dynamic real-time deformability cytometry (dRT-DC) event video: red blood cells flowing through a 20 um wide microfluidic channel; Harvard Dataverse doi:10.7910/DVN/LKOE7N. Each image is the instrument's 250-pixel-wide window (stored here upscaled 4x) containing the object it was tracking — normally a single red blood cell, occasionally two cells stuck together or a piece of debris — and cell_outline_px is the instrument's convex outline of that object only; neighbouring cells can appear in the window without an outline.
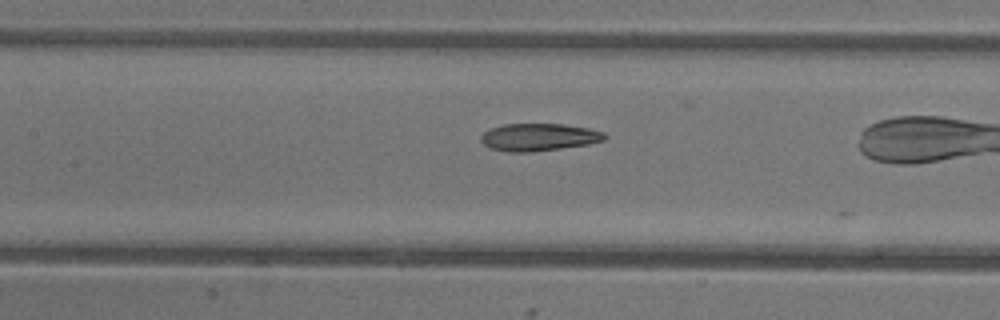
{"species": "common noctule bat (a hibernating species)", "species_latin": "Nyctalus noctula", "temperature_condition": "warm", "stored_images_in_passage": 8, "camera_frame_rate_fps": 3000, "um_per_image_px": 0.085, "animal": {"sex": "female"}, "frame": {"image": 1, "passage_image": 7, "time_ms": 2.0, "image_size_px": [1000, 320], "cell_outline_px": [[608, 136], [604, 140], [588, 144], [560, 148], [528, 152], [508, 152], [492, 148], [484, 144], [480, 140], [480, 136], [488, 128], [504, 124], [564, 124], [588, 128], [604, 132]], "centroid_in_image_um": [45.79, 11.65], "position_along_channel_um": 161.6, "area_um2": 19.77}}